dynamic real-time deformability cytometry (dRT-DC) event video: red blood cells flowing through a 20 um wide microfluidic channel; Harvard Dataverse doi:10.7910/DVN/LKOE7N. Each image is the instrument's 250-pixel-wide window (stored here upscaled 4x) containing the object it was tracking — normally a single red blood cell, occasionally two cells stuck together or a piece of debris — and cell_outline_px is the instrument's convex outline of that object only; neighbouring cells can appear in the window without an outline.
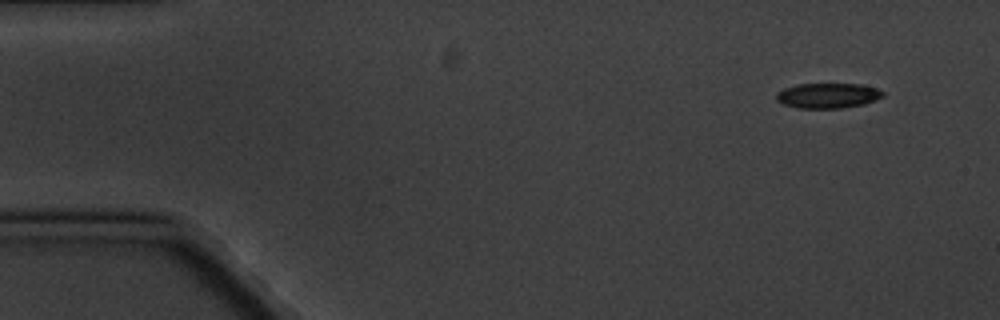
{"species": "common noctule bat (a hibernating species)", "species_latin": "Nyctalus noctula", "temperature_condition": "cold", "stored_images_in_passage": 10, "camera_frame_rate_fps": 3000, "um_per_image_px": 0.085, "animal": {"sex": "male", "body_mass_g": 20.1, "forearm_length_mm": 53.5}, "frame": {"image": 1, "passage_image": 1, "time_ms": 0.0, "image_size_px": [1000, 320], "cell_outline_px": [[884, 96], [864, 104], [840, 108], [800, 108], [784, 104], [776, 100], [776, 92], [784, 88], [796, 84], [860, 84], [876, 88], [884, 92]], "centroid_in_image_um": [70.35, 8.12], "position_along_channel_um": 14.7, "area_um2": 15.55}}
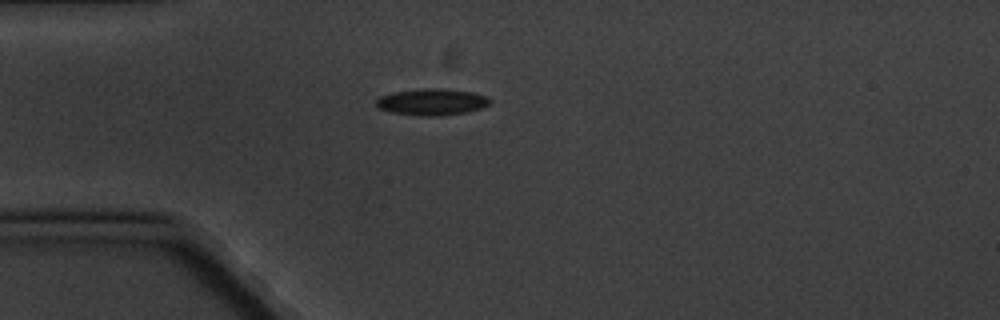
{"frame": {"image": 2, "passage_image": 4, "time_ms": 3.667, "image_size_px": [1000, 320], "cell_outline_px": [[492, 104], [468, 112], [436, 116], [420, 116], [392, 112], [376, 108], [376, 100], [380, 96], [392, 92], [424, 88], [440, 88], [472, 92], [488, 96], [492, 100]], "centroid_in_image_um": [36.73, 8.66], "position_along_channel_um": 48.3, "area_um2": 17.8}}